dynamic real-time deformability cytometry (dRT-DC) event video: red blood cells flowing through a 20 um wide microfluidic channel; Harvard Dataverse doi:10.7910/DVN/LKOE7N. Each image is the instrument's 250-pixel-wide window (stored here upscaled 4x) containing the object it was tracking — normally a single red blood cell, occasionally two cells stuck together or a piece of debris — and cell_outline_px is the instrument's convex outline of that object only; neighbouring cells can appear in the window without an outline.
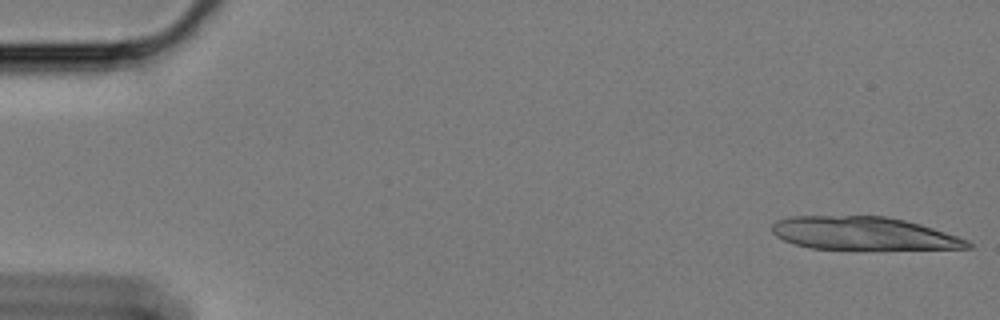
{"species": "Egyptian fruit bat (a non-hibernating species)", "species_latin": "Rousettus aegyptiacus", "temperature_condition": "cold", "stored_images_in_passage": 16, "camera_frame_rate_fps": 3000, "um_per_image_px": 0.085, "animal": {"sex": "female"}, "frame": {"image": 1, "passage_image": 1, "time_ms": 0.0, "image_size_px": [1000, 320], "cell_outline_px": [[972, 248], [812, 248], [796, 244], [784, 240], [776, 236], [772, 232], [772, 224], [776, 220], [792, 216], [884, 216], [904, 220], [920, 224], [968, 240], [972, 244]], "centroid_in_image_um": [73.33, 19.82], "position_along_channel_um": 11.7, "area_um2": 36.82}}